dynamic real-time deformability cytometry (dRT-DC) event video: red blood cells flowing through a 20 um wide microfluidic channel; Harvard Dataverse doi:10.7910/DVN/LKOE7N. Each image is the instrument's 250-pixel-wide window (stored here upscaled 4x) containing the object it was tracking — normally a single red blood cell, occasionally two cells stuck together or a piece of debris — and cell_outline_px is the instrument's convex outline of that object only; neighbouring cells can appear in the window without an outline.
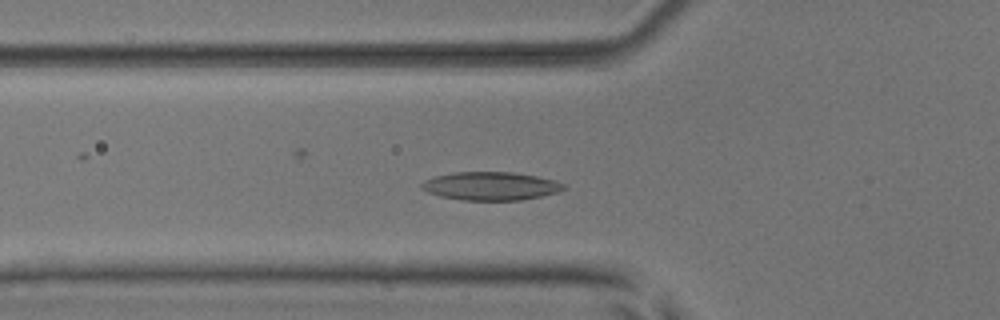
{"species": "common noctule bat (a hibernating species)", "species_latin": "Nyctalus noctula", "temperature_condition": "room temperature", "stored_images_in_passage": 36, "camera_frame_rate_fps": 3000, "um_per_image_px": 0.085, "animal": {"sex": "male", "body_mass_g": 17.9, "forearm_length_mm": 54.2}, "frame": {"image": 1, "passage_image": 12, "time_ms": 3.667, "image_size_px": [1000, 320], "cell_outline_px": [[564, 188], [560, 192], [520, 200], [464, 200], [440, 196], [428, 192], [420, 188], [420, 184], [424, 180], [436, 176], [456, 172], [512, 172], [536, 176], [552, 180], [564, 184]], "centroid_in_image_um": [41.68, 15.81], "position_along_channel_um": 84.1, "area_um2": 23.24}}
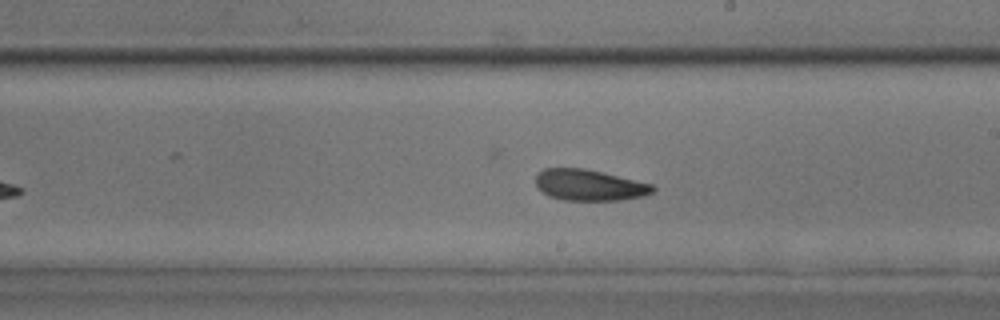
{"frame": {"image": 2, "passage_image": 24, "time_ms": 7.667, "image_size_px": [1000, 320], "cell_outline_px": [[656, 188], [652, 192], [644, 196], [620, 200], [564, 200], [548, 196], [536, 188], [536, 172], [544, 168], [584, 168], [652, 184]], "centroid_in_image_um": [50.04, 15.73], "position_along_channel_um": 239.0, "area_um2": 21.27}}
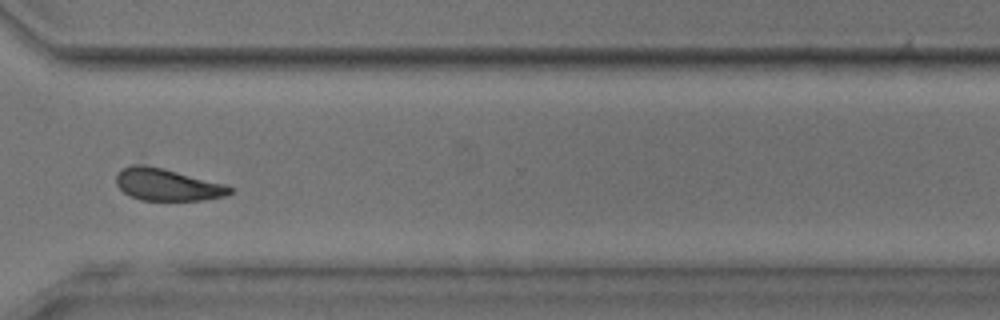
{"frame": {"image": 3, "passage_image": 33, "time_ms": 10.667, "image_size_px": [1000, 320], "cell_outline_px": [[232, 192], [224, 196], [204, 200], [140, 200], [128, 196], [116, 184], [116, 176], [124, 168], [132, 164], [144, 164], [164, 168], [224, 184], [232, 188]], "centroid_in_image_um": [14.19, 15.7], "position_along_channel_um": 356.4, "area_um2": 21.15}, "authors_computed_cell_mechanics": {"area_um2": 21.9062, "velocity_mm_per_s": 3.8745, "shape_relaxation_time_tau1_ms": 5.1877, "shape_relaxation_time_tau2_ms": 7.4453, "deformation_change_tau1": 0.1359, "deformation_change_tau2": 0.2101}}